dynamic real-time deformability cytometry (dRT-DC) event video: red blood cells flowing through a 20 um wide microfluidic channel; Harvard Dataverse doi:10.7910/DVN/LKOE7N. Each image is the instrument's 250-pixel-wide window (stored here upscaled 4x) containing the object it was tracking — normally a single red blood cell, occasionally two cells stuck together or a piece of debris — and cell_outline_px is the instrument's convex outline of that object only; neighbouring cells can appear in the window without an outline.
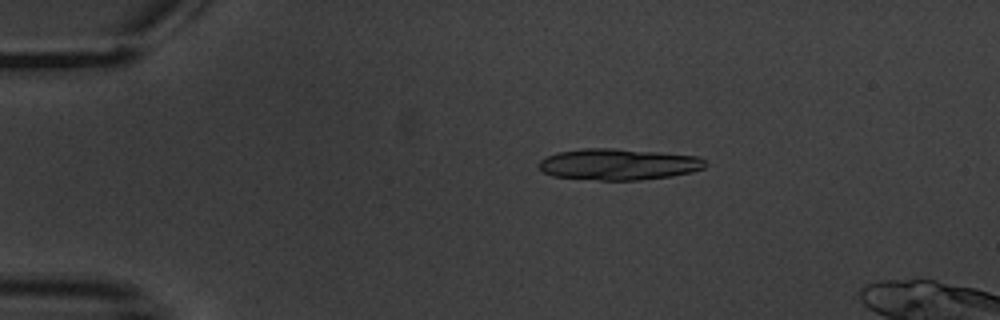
{"species": "common noctule bat (a hibernating species)", "species_latin": "Nyctalus noctula", "temperature_condition": "warm", "stored_images_in_passage": 6, "camera_frame_rate_fps": 3000, "um_per_image_px": 0.085, "animal": {"sex": "male", "body_mass_g": 20.1, "forearm_length_mm": 53.5}, "frame": {"image": 1, "passage_image": 4, "time_ms": 3.667, "image_size_px": [1000, 320], "cell_outline_px": [[708, 164], [704, 168], [692, 172], [672, 176], [640, 180], [600, 180], [552, 176], [544, 172], [536, 164], [540, 160], [556, 152], [584, 148], [612, 148], [660, 152], [700, 156]], "centroid_in_image_um": [52.59, 13.96], "position_along_channel_um": 32.4, "area_um2": 30.58}}